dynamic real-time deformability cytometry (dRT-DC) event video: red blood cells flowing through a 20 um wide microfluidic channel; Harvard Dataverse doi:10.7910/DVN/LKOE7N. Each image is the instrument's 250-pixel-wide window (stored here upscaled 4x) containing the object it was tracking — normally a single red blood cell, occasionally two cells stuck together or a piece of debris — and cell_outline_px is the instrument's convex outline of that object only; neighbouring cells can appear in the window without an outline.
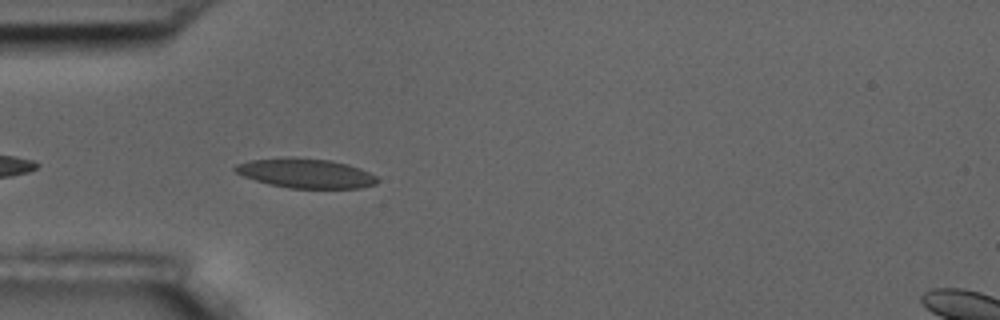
{"species": "common noctule bat (a hibernating species)", "species_latin": "Nyctalus noctula", "temperature_condition": "room temperature", "stored_images_in_passage": 1, "camera_frame_rate_fps": 3000, "um_per_image_px": 0.085, "animal": {"sex": "male", "body_mass_g": 17.5, "forearm_length_mm": 52.3}, "frame": {"image": 1, "passage_image": 1, "time_ms": 0.0, "image_size_px": [1000, 320], "cell_outline_px": [[380, 180], [376, 184], [360, 188], [288, 188], [268, 184], [244, 176], [236, 172], [232, 168], [236, 164], [252, 160], [288, 156], [328, 160], [348, 164], [360, 168], [376, 176]], "centroid_in_image_um": [25.99, 14.72], "position_along_channel_um": 59.0, "area_um2": 24.51}}